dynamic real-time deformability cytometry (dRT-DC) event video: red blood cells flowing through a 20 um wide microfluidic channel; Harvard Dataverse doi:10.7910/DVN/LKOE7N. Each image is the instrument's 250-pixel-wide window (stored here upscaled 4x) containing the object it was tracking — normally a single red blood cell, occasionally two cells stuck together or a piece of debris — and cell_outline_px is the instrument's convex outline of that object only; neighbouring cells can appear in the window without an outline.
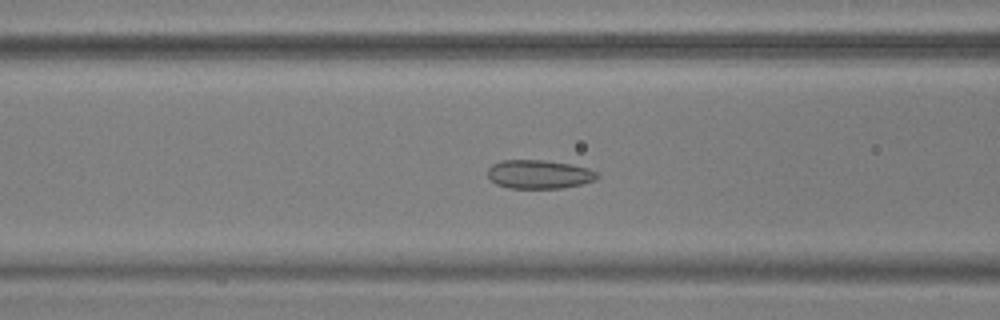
{"species": "common noctule bat (a hibernating species)", "species_latin": "Nyctalus noctula", "temperature_condition": "warm", "stored_images_in_passage": 55, "camera_frame_rate_fps": 3000, "um_per_image_px": 0.085, "animal": {"sex": "male", "body_mass_g": 17.9, "forearm_length_mm": 54.2}, "frame": {"image": 1, "passage_image": 22, "time_ms": 7.0, "image_size_px": [1000, 320], "cell_outline_px": [[600, 176], [596, 180], [580, 184], [560, 188], [508, 188], [496, 184], [488, 176], [488, 168], [492, 164], [500, 160], [544, 160], [568, 164], [588, 168], [596, 172]], "centroid_in_image_um": [45.8, 14.81], "position_along_channel_um": 120.8, "area_um2": 18.26}}
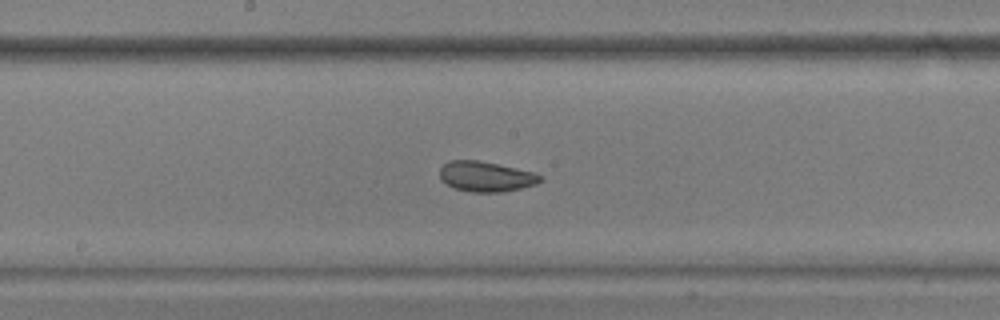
{"frame": {"image": 2, "passage_image": 29, "time_ms": 9.333, "image_size_px": [1000, 320], "cell_outline_px": [[544, 180], [536, 184], [504, 192], [472, 192], [456, 188], [440, 180], [440, 168], [448, 160], [476, 160], [536, 172], [544, 176]], "centroid_in_image_um": [41.34, 15.0], "position_along_channel_um": 206.9, "area_um2": 17.74}}
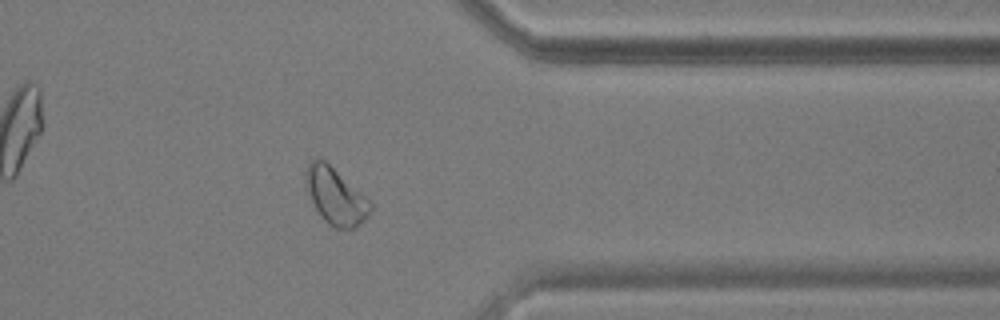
{"frame": {"image": 3, "passage_image": 44, "time_ms": 14.333, "image_size_px": [1000, 320], "cell_outline_px": [[372, 208], [368, 216], [356, 228], [336, 228], [328, 224], [324, 220], [316, 208], [308, 192], [304, 176], [304, 172], [308, 160], [312, 156], [316, 156], [324, 160], [372, 200]], "centroid_in_image_um": [28.52, 16.62], "position_along_channel_um": 382.9, "area_um2": 21.62}, "authors_computed_cell_mechanics": {"area_um2": 20.519, "velocity_mm_per_s": 3.6834, "shape_relaxation_time_tau1_ms": null, "shape_relaxation_time_tau2_ms": 1.6589, "deformation_change_tau1": null, "deformation_change_tau2": 0.0581}}